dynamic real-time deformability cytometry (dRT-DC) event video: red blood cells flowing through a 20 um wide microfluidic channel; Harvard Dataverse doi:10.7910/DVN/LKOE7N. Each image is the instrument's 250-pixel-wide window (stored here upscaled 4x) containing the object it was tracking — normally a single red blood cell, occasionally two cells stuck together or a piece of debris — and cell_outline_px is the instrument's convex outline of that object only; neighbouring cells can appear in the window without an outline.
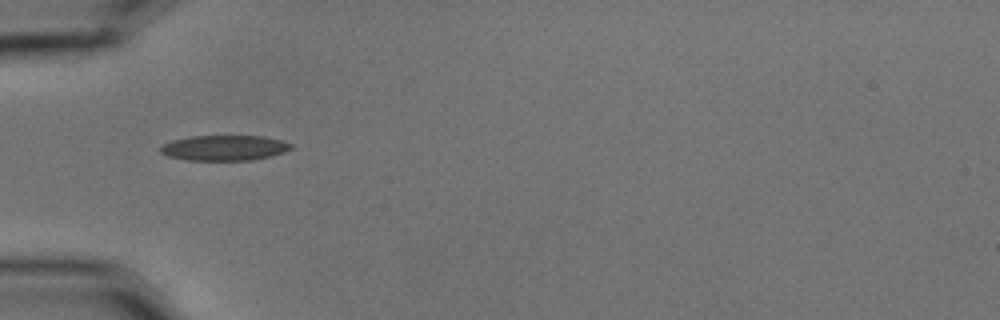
{"species": "common noctule bat (a hibernating species)", "species_latin": "Nyctalus noctula", "temperature_condition": "cold", "stored_images_in_passage": 39, "camera_frame_rate_fps": 3000, "um_per_image_px": 0.085, "animal": {"sex": "male", "body_mass_g": 15.6}, "frame": {"image": 1, "passage_image": 1, "time_ms": 0.0, "image_size_px": [1000, 320], "cell_outline_px": [[292, 148], [284, 152], [252, 160], [188, 160], [168, 156], [160, 152], [160, 148], [164, 144], [172, 140], [192, 136], [264, 136], [280, 140], [292, 144]], "centroid_in_image_um": [19.06, 12.56], "position_along_channel_um": 65.9, "area_um2": 19.07}}
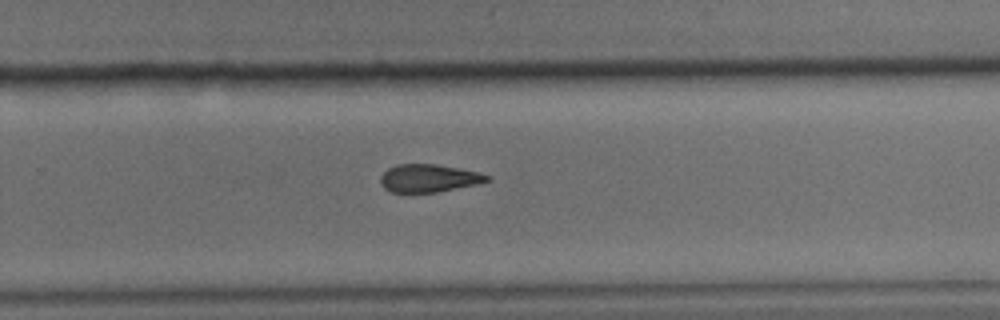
{"frame": {"image": 2, "passage_image": 20, "time_ms": 6.333, "image_size_px": [1000, 320], "cell_outline_px": [[492, 180], [476, 184], [436, 192], [392, 192], [384, 188], [380, 184], [380, 176], [388, 168], [396, 164], [436, 164], [460, 168], [480, 172], [488, 176]], "centroid_in_image_um": [36.43, 15.13], "position_along_channel_um": 293.4, "area_um2": 17.28}}
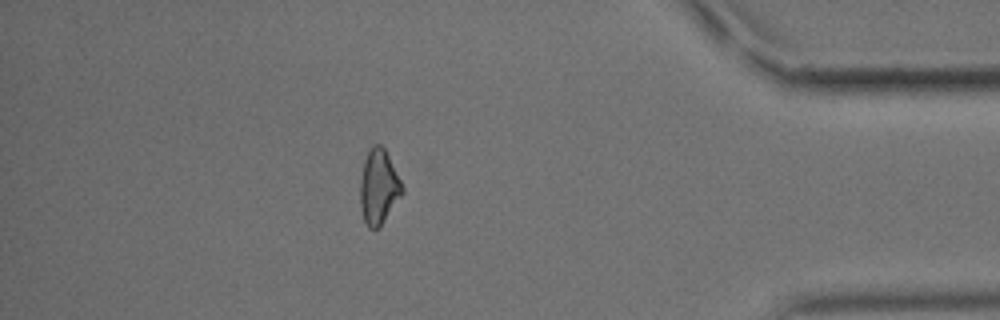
{"frame": {"image": 3, "passage_image": 32, "time_ms": 10.333, "image_size_px": [1000, 320], "cell_outline_px": [[404, 192], [380, 228], [368, 228], [364, 220], [360, 204], [360, 180], [364, 160], [368, 148], [372, 144], [380, 144], [384, 148], [404, 188]], "centroid_in_image_um": [32.18, 15.89], "position_along_channel_um": 403.0, "area_um2": 18.38}, "authors_computed_cell_mechanics": {"area_um2": 18.496, "velocity_mm_per_s": 3.6064, "shape_relaxation_time_tau1_ms": 7.7267, "shape_relaxation_time_tau2_ms": 4.7145, "deformation_change_tau1": 0.1702, "deformation_change_tau2": 0.1308}}